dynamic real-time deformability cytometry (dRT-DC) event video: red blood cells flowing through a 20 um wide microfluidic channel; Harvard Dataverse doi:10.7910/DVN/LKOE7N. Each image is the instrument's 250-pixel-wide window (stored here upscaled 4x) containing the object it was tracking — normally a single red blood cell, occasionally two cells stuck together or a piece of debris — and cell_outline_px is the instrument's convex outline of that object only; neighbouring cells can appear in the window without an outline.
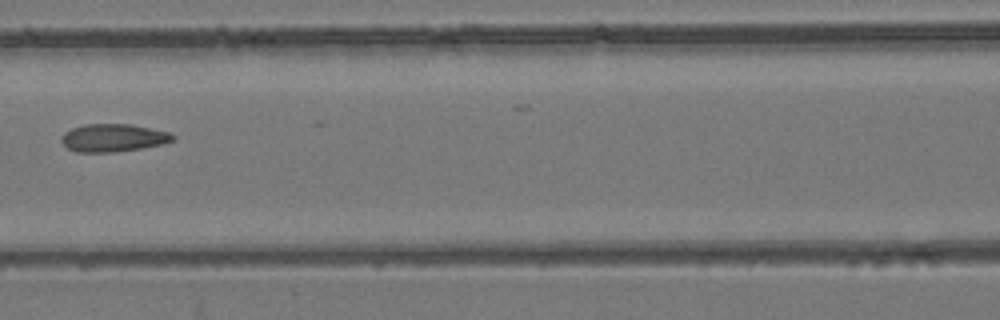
{"species": "common noctule bat (a hibernating species)", "species_latin": "Nyctalus noctula", "temperature_condition": "room temperature", "stored_images_in_passage": 6, "camera_frame_rate_fps": 3000, "um_per_image_px": 0.085, "animal": {"sex": "female", "body_mass_g": 24.6, "forearm_length_mm": 56.2}, "frame": {"image": 1, "passage_image": 4, "time_ms": 4.333, "image_size_px": [1000, 320], "cell_outline_px": [[176, 136], [172, 140], [164, 144], [116, 152], [76, 152], [68, 148], [60, 140], [60, 136], [64, 132], [72, 128], [84, 124], [132, 124], [168, 132]], "centroid_in_image_um": [9.6, 11.71], "position_along_channel_um": 157.0, "area_um2": 18.09}}
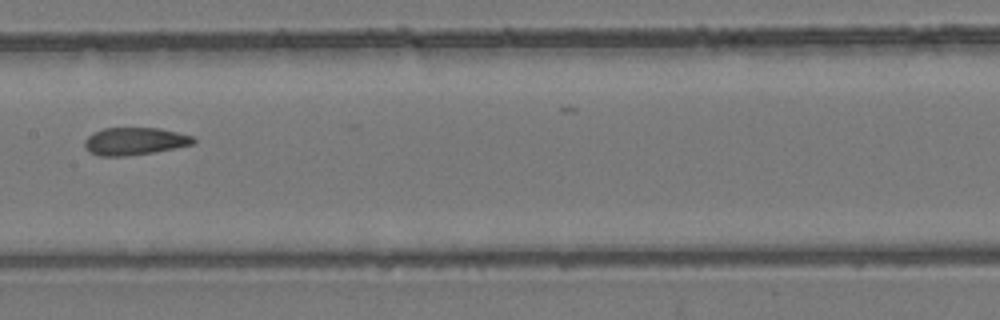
{"frame": {"image": 2, "passage_image": 5, "time_ms": 5.333, "image_size_px": [1000, 320], "cell_outline_px": [[196, 140], [192, 144], [152, 152], [128, 156], [100, 156], [88, 152], [84, 148], [84, 140], [88, 136], [104, 128], [160, 128], [192, 136]], "centroid_in_image_um": [11.39, 12.01], "position_along_channel_um": 196.0, "area_um2": 17.28}}